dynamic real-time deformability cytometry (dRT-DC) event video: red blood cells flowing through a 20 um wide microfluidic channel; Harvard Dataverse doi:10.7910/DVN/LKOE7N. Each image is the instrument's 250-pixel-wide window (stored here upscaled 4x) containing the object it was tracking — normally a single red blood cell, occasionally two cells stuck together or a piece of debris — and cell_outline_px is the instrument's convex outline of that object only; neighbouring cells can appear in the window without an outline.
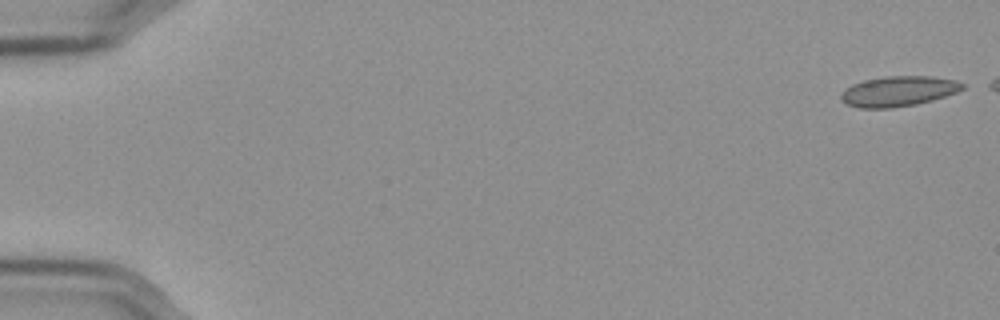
{"species": "Egyptian fruit bat (a non-hibernating species)", "species_latin": "Rousettus aegyptiacus", "temperature_condition": "cold", "stored_images_in_passage": 11, "camera_frame_rate_fps": 3000, "um_per_image_px": 0.085, "frame": {"image": 1, "passage_image": 1, "time_ms": 0.0, "image_size_px": [1000, 320], "cell_outline_px": [[968, 84], [964, 88], [956, 92], [932, 100], [916, 104], [892, 108], [860, 108], [848, 104], [840, 100], [840, 96], [844, 88], [852, 84], [864, 80], [884, 76], [932, 76], [956, 80]], "centroid_in_image_um": [76.37, 7.74], "position_along_channel_um": 8.6, "area_um2": 21.56}}